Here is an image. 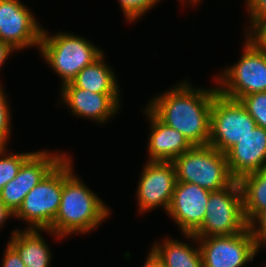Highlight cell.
<instances>
[{
    "instance_id": "1",
    "label": "cell",
    "mask_w": 266,
    "mask_h": 267,
    "mask_svg": "<svg viewBox=\"0 0 266 267\" xmlns=\"http://www.w3.org/2000/svg\"><path fill=\"white\" fill-rule=\"evenodd\" d=\"M202 87L182 80L146 103L162 123L182 133L193 146L209 143L211 106L218 92L216 86Z\"/></svg>"
},
{
    "instance_id": "2",
    "label": "cell",
    "mask_w": 266,
    "mask_h": 267,
    "mask_svg": "<svg viewBox=\"0 0 266 267\" xmlns=\"http://www.w3.org/2000/svg\"><path fill=\"white\" fill-rule=\"evenodd\" d=\"M72 162V157L67 154L64 157V183L58 212L51 230H41L58 240L76 233L87 235L106 221L112 210L74 173Z\"/></svg>"
},
{
    "instance_id": "3",
    "label": "cell",
    "mask_w": 266,
    "mask_h": 267,
    "mask_svg": "<svg viewBox=\"0 0 266 267\" xmlns=\"http://www.w3.org/2000/svg\"><path fill=\"white\" fill-rule=\"evenodd\" d=\"M38 51L43 61L60 77L61 87L72 82L84 67L104 53L81 35L67 31L51 35L47 29H43Z\"/></svg>"
},
{
    "instance_id": "4",
    "label": "cell",
    "mask_w": 266,
    "mask_h": 267,
    "mask_svg": "<svg viewBox=\"0 0 266 267\" xmlns=\"http://www.w3.org/2000/svg\"><path fill=\"white\" fill-rule=\"evenodd\" d=\"M177 182L199 185L209 191H219L235 179L231 176L226 154L210 145L193 146L172 161Z\"/></svg>"
},
{
    "instance_id": "5",
    "label": "cell",
    "mask_w": 266,
    "mask_h": 267,
    "mask_svg": "<svg viewBox=\"0 0 266 267\" xmlns=\"http://www.w3.org/2000/svg\"><path fill=\"white\" fill-rule=\"evenodd\" d=\"M240 59L216 74L217 90L225 97L240 100L242 97L266 91V51L244 40Z\"/></svg>"
},
{
    "instance_id": "6",
    "label": "cell",
    "mask_w": 266,
    "mask_h": 267,
    "mask_svg": "<svg viewBox=\"0 0 266 267\" xmlns=\"http://www.w3.org/2000/svg\"><path fill=\"white\" fill-rule=\"evenodd\" d=\"M64 158L35 186L13 215L27 223L25 229L51 230L62 197Z\"/></svg>"
},
{
    "instance_id": "7",
    "label": "cell",
    "mask_w": 266,
    "mask_h": 267,
    "mask_svg": "<svg viewBox=\"0 0 266 267\" xmlns=\"http://www.w3.org/2000/svg\"><path fill=\"white\" fill-rule=\"evenodd\" d=\"M249 227L243 212V196L238 180L219 191L210 192L206 214L196 237L233 235Z\"/></svg>"
},
{
    "instance_id": "8",
    "label": "cell",
    "mask_w": 266,
    "mask_h": 267,
    "mask_svg": "<svg viewBox=\"0 0 266 267\" xmlns=\"http://www.w3.org/2000/svg\"><path fill=\"white\" fill-rule=\"evenodd\" d=\"M255 127L256 122L239 100L225 97L219 92L215 94L208 145L226 153Z\"/></svg>"
},
{
    "instance_id": "9",
    "label": "cell",
    "mask_w": 266,
    "mask_h": 267,
    "mask_svg": "<svg viewBox=\"0 0 266 267\" xmlns=\"http://www.w3.org/2000/svg\"><path fill=\"white\" fill-rule=\"evenodd\" d=\"M197 239L204 267H243L259 253L250 227L238 234Z\"/></svg>"
},
{
    "instance_id": "10",
    "label": "cell",
    "mask_w": 266,
    "mask_h": 267,
    "mask_svg": "<svg viewBox=\"0 0 266 267\" xmlns=\"http://www.w3.org/2000/svg\"><path fill=\"white\" fill-rule=\"evenodd\" d=\"M67 154L64 151L36 150L21 166L14 179L0 191V201L14 215L24 198Z\"/></svg>"
},
{
    "instance_id": "11",
    "label": "cell",
    "mask_w": 266,
    "mask_h": 267,
    "mask_svg": "<svg viewBox=\"0 0 266 267\" xmlns=\"http://www.w3.org/2000/svg\"><path fill=\"white\" fill-rule=\"evenodd\" d=\"M20 0H0V40L15 50L39 49L44 27Z\"/></svg>"
},
{
    "instance_id": "12",
    "label": "cell",
    "mask_w": 266,
    "mask_h": 267,
    "mask_svg": "<svg viewBox=\"0 0 266 267\" xmlns=\"http://www.w3.org/2000/svg\"><path fill=\"white\" fill-rule=\"evenodd\" d=\"M142 169L135 195L138 213L145 214L159 206L167 212L177 183L173 163L147 161Z\"/></svg>"
},
{
    "instance_id": "13",
    "label": "cell",
    "mask_w": 266,
    "mask_h": 267,
    "mask_svg": "<svg viewBox=\"0 0 266 267\" xmlns=\"http://www.w3.org/2000/svg\"><path fill=\"white\" fill-rule=\"evenodd\" d=\"M60 102L74 117H81L104 124L119 113L121 93H95L76 87L72 82L60 87ZM112 117V118H111Z\"/></svg>"
},
{
    "instance_id": "14",
    "label": "cell",
    "mask_w": 266,
    "mask_h": 267,
    "mask_svg": "<svg viewBox=\"0 0 266 267\" xmlns=\"http://www.w3.org/2000/svg\"><path fill=\"white\" fill-rule=\"evenodd\" d=\"M207 189L187 182H177L166 212L183 234H194L202 225L210 197Z\"/></svg>"
},
{
    "instance_id": "15",
    "label": "cell",
    "mask_w": 266,
    "mask_h": 267,
    "mask_svg": "<svg viewBox=\"0 0 266 267\" xmlns=\"http://www.w3.org/2000/svg\"><path fill=\"white\" fill-rule=\"evenodd\" d=\"M225 154L229 172L235 180L266 168V129L255 127Z\"/></svg>"
},
{
    "instance_id": "16",
    "label": "cell",
    "mask_w": 266,
    "mask_h": 267,
    "mask_svg": "<svg viewBox=\"0 0 266 267\" xmlns=\"http://www.w3.org/2000/svg\"><path fill=\"white\" fill-rule=\"evenodd\" d=\"M144 107L143 112L150 124L147 161L172 162L193 147L182 133L162 123L146 106Z\"/></svg>"
},
{
    "instance_id": "17",
    "label": "cell",
    "mask_w": 266,
    "mask_h": 267,
    "mask_svg": "<svg viewBox=\"0 0 266 267\" xmlns=\"http://www.w3.org/2000/svg\"><path fill=\"white\" fill-rule=\"evenodd\" d=\"M184 239L190 243L181 242L169 236L152 243L151 249L163 261L165 267H204L203 259L198 244V239L193 234H183Z\"/></svg>"
},
{
    "instance_id": "18",
    "label": "cell",
    "mask_w": 266,
    "mask_h": 267,
    "mask_svg": "<svg viewBox=\"0 0 266 267\" xmlns=\"http://www.w3.org/2000/svg\"><path fill=\"white\" fill-rule=\"evenodd\" d=\"M34 229L11 231L8 244L17 252L26 267H50L52 249L40 232Z\"/></svg>"
},
{
    "instance_id": "19",
    "label": "cell",
    "mask_w": 266,
    "mask_h": 267,
    "mask_svg": "<svg viewBox=\"0 0 266 267\" xmlns=\"http://www.w3.org/2000/svg\"><path fill=\"white\" fill-rule=\"evenodd\" d=\"M104 58L105 52L92 64L84 67L72 83L76 87L95 93H120L117 76Z\"/></svg>"
},
{
    "instance_id": "20",
    "label": "cell",
    "mask_w": 266,
    "mask_h": 267,
    "mask_svg": "<svg viewBox=\"0 0 266 267\" xmlns=\"http://www.w3.org/2000/svg\"><path fill=\"white\" fill-rule=\"evenodd\" d=\"M243 196V212L250 224L266 210V168L242 176L239 180Z\"/></svg>"
},
{
    "instance_id": "21",
    "label": "cell",
    "mask_w": 266,
    "mask_h": 267,
    "mask_svg": "<svg viewBox=\"0 0 266 267\" xmlns=\"http://www.w3.org/2000/svg\"><path fill=\"white\" fill-rule=\"evenodd\" d=\"M8 146H0V191L18 174L22 164L35 152L12 153Z\"/></svg>"
},
{
    "instance_id": "22",
    "label": "cell",
    "mask_w": 266,
    "mask_h": 267,
    "mask_svg": "<svg viewBox=\"0 0 266 267\" xmlns=\"http://www.w3.org/2000/svg\"><path fill=\"white\" fill-rule=\"evenodd\" d=\"M239 101L247 109L257 126L266 129V91L244 96Z\"/></svg>"
},
{
    "instance_id": "23",
    "label": "cell",
    "mask_w": 266,
    "mask_h": 267,
    "mask_svg": "<svg viewBox=\"0 0 266 267\" xmlns=\"http://www.w3.org/2000/svg\"><path fill=\"white\" fill-rule=\"evenodd\" d=\"M163 0H118L126 22H134Z\"/></svg>"
},
{
    "instance_id": "24",
    "label": "cell",
    "mask_w": 266,
    "mask_h": 267,
    "mask_svg": "<svg viewBox=\"0 0 266 267\" xmlns=\"http://www.w3.org/2000/svg\"><path fill=\"white\" fill-rule=\"evenodd\" d=\"M3 83L0 84V146H7L10 140L12 130V109L6 91L3 88Z\"/></svg>"
},
{
    "instance_id": "25",
    "label": "cell",
    "mask_w": 266,
    "mask_h": 267,
    "mask_svg": "<svg viewBox=\"0 0 266 267\" xmlns=\"http://www.w3.org/2000/svg\"><path fill=\"white\" fill-rule=\"evenodd\" d=\"M247 29L244 30V38L257 48L266 51V16L255 19Z\"/></svg>"
},
{
    "instance_id": "26",
    "label": "cell",
    "mask_w": 266,
    "mask_h": 267,
    "mask_svg": "<svg viewBox=\"0 0 266 267\" xmlns=\"http://www.w3.org/2000/svg\"><path fill=\"white\" fill-rule=\"evenodd\" d=\"M249 227L255 237L257 245L261 247L266 242V210L261 212Z\"/></svg>"
},
{
    "instance_id": "27",
    "label": "cell",
    "mask_w": 266,
    "mask_h": 267,
    "mask_svg": "<svg viewBox=\"0 0 266 267\" xmlns=\"http://www.w3.org/2000/svg\"><path fill=\"white\" fill-rule=\"evenodd\" d=\"M249 25L258 18L266 16V0H245Z\"/></svg>"
},
{
    "instance_id": "28",
    "label": "cell",
    "mask_w": 266,
    "mask_h": 267,
    "mask_svg": "<svg viewBox=\"0 0 266 267\" xmlns=\"http://www.w3.org/2000/svg\"><path fill=\"white\" fill-rule=\"evenodd\" d=\"M0 267H26L17 252L7 243Z\"/></svg>"
},
{
    "instance_id": "29",
    "label": "cell",
    "mask_w": 266,
    "mask_h": 267,
    "mask_svg": "<svg viewBox=\"0 0 266 267\" xmlns=\"http://www.w3.org/2000/svg\"><path fill=\"white\" fill-rule=\"evenodd\" d=\"M17 52L9 43L0 40V69L5 64L10 55Z\"/></svg>"
},
{
    "instance_id": "30",
    "label": "cell",
    "mask_w": 266,
    "mask_h": 267,
    "mask_svg": "<svg viewBox=\"0 0 266 267\" xmlns=\"http://www.w3.org/2000/svg\"><path fill=\"white\" fill-rule=\"evenodd\" d=\"M149 249V254L146 256L143 267H165L163 261L157 256L151 247Z\"/></svg>"
},
{
    "instance_id": "31",
    "label": "cell",
    "mask_w": 266,
    "mask_h": 267,
    "mask_svg": "<svg viewBox=\"0 0 266 267\" xmlns=\"http://www.w3.org/2000/svg\"><path fill=\"white\" fill-rule=\"evenodd\" d=\"M13 218V214L0 201V230L6 224L7 220Z\"/></svg>"
},
{
    "instance_id": "32",
    "label": "cell",
    "mask_w": 266,
    "mask_h": 267,
    "mask_svg": "<svg viewBox=\"0 0 266 267\" xmlns=\"http://www.w3.org/2000/svg\"><path fill=\"white\" fill-rule=\"evenodd\" d=\"M180 2L179 3H181V4H186V2L188 3V6H189V4H192L193 6L195 5L196 6V4H198L199 5V3H201V1L202 0H179Z\"/></svg>"
},
{
    "instance_id": "33",
    "label": "cell",
    "mask_w": 266,
    "mask_h": 267,
    "mask_svg": "<svg viewBox=\"0 0 266 267\" xmlns=\"http://www.w3.org/2000/svg\"><path fill=\"white\" fill-rule=\"evenodd\" d=\"M263 247L265 248L266 247V242L261 246L259 247V250L261 251V248L263 249ZM266 249V248H265Z\"/></svg>"
}]
</instances>
